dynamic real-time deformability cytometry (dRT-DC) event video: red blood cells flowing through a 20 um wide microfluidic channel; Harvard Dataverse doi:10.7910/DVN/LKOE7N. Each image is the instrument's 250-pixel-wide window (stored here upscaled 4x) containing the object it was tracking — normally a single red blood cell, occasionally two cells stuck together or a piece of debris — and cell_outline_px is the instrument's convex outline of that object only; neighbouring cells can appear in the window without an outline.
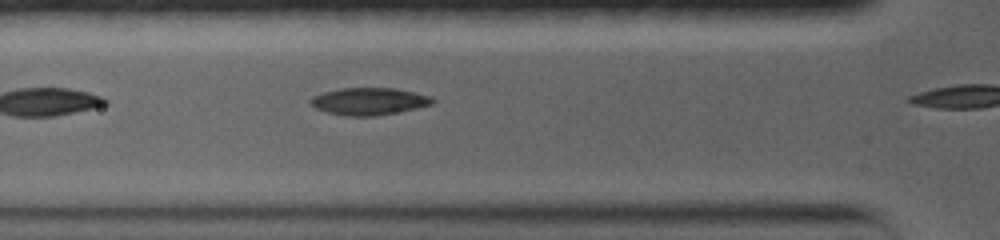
{"species": "common noctule bat (a hibernating species)", "species_latin": "Nyctalus noctula", "temperature_condition": "warm", "stored_images_in_passage": 5, "camera_frame_rate_fps": 5000, "um_per_image_px": 0.085, "animal": {"sex": "female", "body_mass_g": 19.0, "forearm_length_mm": 56.7}, "frame": {"image": 1, "passage_image": 4, "time_ms": 0.8, "image_size_px": [1000, 240], "cell_outline_px": [[436, 100], [432, 104], [416, 108], [372, 116], [344, 116], [328, 112], [316, 108], [308, 100], [312, 96], [324, 92], [340, 88], [392, 88], [412, 92], [428, 96]], "centroid_in_image_um": [31.32, 8.61], "position_along_channel_um": 94.5, "area_um2": 19.02}}